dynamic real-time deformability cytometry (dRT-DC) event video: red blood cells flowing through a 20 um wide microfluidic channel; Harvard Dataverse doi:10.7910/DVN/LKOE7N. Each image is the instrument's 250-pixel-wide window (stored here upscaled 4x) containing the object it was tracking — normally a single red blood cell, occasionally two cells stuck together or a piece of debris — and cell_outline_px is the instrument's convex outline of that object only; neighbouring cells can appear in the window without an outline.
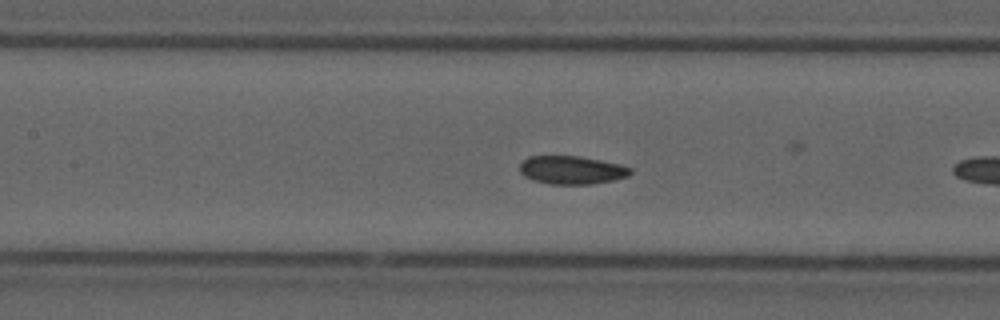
{"species": "common noctule bat (a hibernating species)", "species_latin": "Nyctalus noctula", "temperature_condition": "cold", "stored_images_in_passage": 12, "camera_frame_rate_fps": 3000, "um_per_image_px": 0.085, "animal": {"sex": "male", "forearm_length_mm": 52.5}, "frame": {"image": 1, "passage_image": 11, "time_ms": 3.333, "image_size_px": [1000, 320], "cell_outline_px": [[632, 172], [628, 176], [612, 180], [592, 184], [548, 184], [532, 180], [524, 176], [520, 172], [520, 164], [528, 156], [580, 156], [620, 164], [632, 168]], "centroid_in_image_um": [48.58, 14.45], "position_along_channel_um": 158.8, "area_um2": 18.26}}